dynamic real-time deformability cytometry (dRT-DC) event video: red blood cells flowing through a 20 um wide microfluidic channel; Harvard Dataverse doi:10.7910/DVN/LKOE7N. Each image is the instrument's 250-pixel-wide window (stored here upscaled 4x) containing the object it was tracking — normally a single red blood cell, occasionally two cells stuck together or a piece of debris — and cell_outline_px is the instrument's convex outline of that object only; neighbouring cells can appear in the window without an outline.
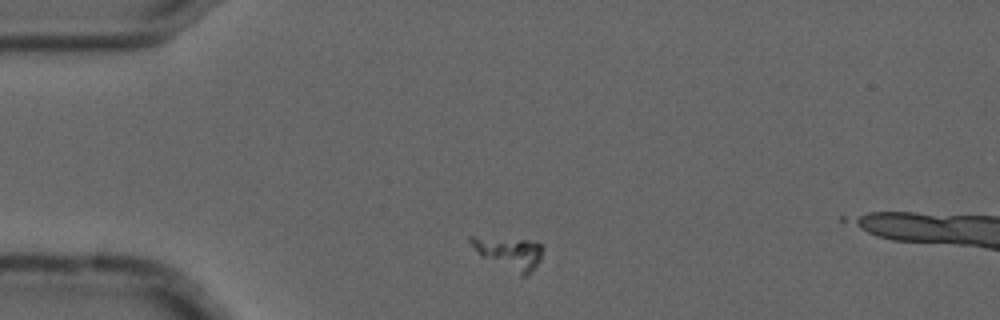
{"species": "common noctule bat (a hibernating species)", "species_latin": "Nyctalus noctula", "temperature_condition": "cold", "stored_images_in_passage": 3, "camera_frame_rate_fps": 3000, "um_per_image_px": 0.085, "animal": {"sex": "male", "forearm_length_mm": 52.5}, "frame": {"image": 1, "passage_image": 1, "time_ms": 0.0, "image_size_px": [1000, 320], "cell_outline_px": [[544, 248], [540, 260], [524, 276], [520, 276], [480, 256], [468, 240], [468, 236], [472, 236], [528, 240], [540, 244]], "centroid_in_image_um": [43.25, 21.49], "position_along_channel_um": 41.7, "area_um2": 13.47}}
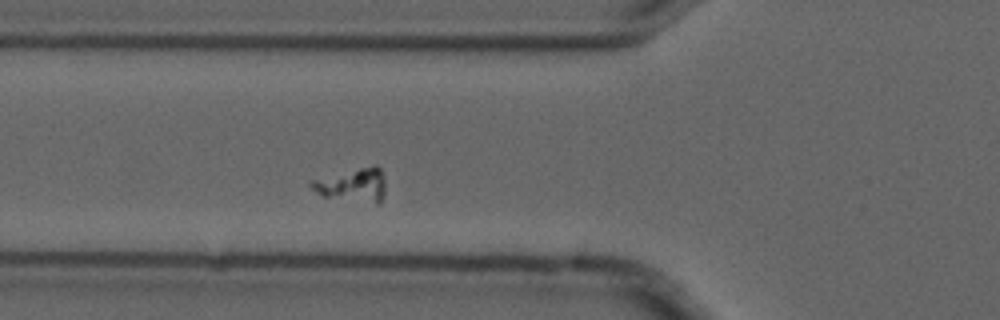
{"frame": {"image": 2, "passage_image": 3, "time_ms": 0.667, "image_size_px": [1000, 320], "cell_outline_px": [[384, 192], [380, 204], [376, 204], [324, 196], [316, 192], [308, 184], [308, 180], [360, 168], [380, 168], [384, 180]], "centroid_in_image_um": [29.94, 15.76], "position_along_channel_um": 95.9, "area_um2": 14.16}}